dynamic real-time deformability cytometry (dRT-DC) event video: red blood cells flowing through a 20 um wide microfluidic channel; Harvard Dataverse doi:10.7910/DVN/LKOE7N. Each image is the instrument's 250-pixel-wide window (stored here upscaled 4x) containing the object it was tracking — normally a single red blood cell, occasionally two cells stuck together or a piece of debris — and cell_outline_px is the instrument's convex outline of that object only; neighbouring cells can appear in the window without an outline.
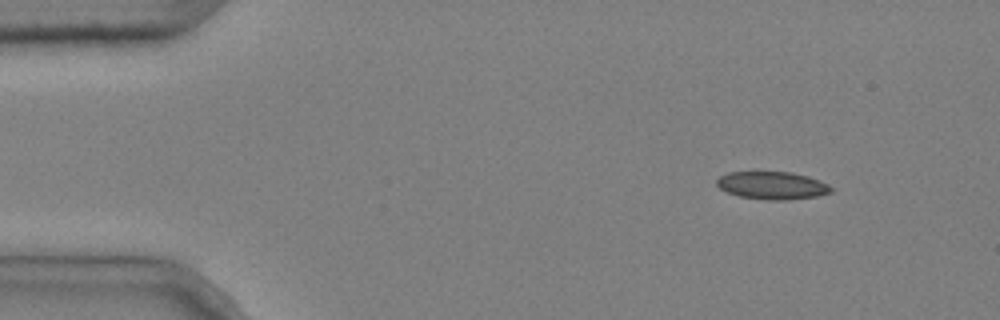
{"species": "common noctule bat (a hibernating species)", "species_latin": "Nyctalus noctula", "temperature_condition": "cold", "stored_images_in_passage": 5, "segment_of_instrument_passage": [2, 2], "camera_frame_rate_fps": 3000, "um_per_image_px": 0.085, "animal": {"sex": "male", "body_mass_g": 20.4}, "frame": {"image": 1, "passage_image": 5, "time_ms": 1.333, "image_size_px": [1000, 320], "cell_outline_px": [[832, 192], [816, 196], [784, 200], [768, 200], [740, 196], [728, 192], [720, 188], [716, 184], [716, 180], [720, 176], [728, 172], [792, 172], [808, 176], [820, 180], [828, 184], [832, 188]], "centroid_in_image_um": [65.65, 15.75], "position_along_channel_um": 19.4, "area_um2": 18.38}}